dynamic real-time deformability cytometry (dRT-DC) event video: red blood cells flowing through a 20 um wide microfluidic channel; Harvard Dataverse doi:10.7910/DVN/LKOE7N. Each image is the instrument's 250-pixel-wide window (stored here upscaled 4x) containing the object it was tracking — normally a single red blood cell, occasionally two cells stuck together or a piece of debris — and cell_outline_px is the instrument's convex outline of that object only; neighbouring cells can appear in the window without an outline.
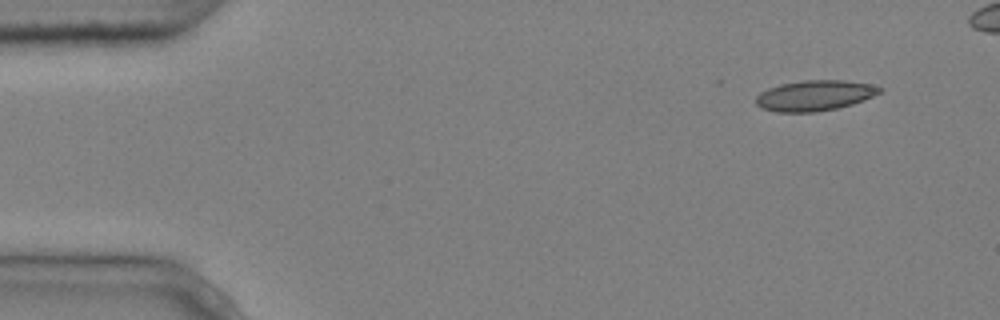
{"species": "common noctule bat (a hibernating species)", "species_latin": "Nyctalus noctula", "temperature_condition": "cold", "stored_images_in_passage": 4, "camera_frame_rate_fps": 3000, "um_per_image_px": 0.085, "animal": {"sex": "male", "body_mass_g": 20.4}, "frame": {"image": 1, "passage_image": 1, "time_ms": 0.0, "image_size_px": [1000, 320], "cell_outline_px": [[884, 88], [880, 92], [864, 100], [852, 104], [836, 108], [816, 112], [776, 112], [760, 108], [756, 104], [756, 96], [760, 92], [768, 88], [780, 84], [804, 80], [844, 80], [868, 84]], "centroid_in_image_um": [69.21, 8.12], "position_along_channel_um": 15.8, "area_um2": 21.96}}